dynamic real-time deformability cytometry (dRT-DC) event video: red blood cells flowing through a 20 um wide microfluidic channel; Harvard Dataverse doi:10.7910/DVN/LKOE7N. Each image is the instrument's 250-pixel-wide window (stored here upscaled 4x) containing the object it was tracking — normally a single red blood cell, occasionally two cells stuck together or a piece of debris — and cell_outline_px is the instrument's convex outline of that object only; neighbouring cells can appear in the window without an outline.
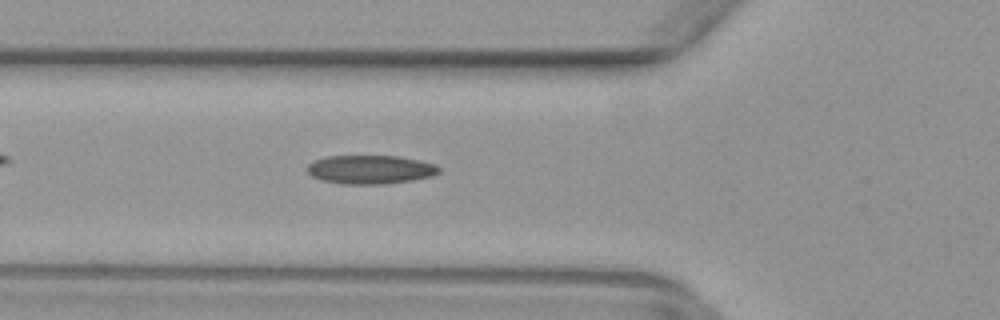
{"species": "common noctule bat (a hibernating species)", "species_latin": "Nyctalus noctula", "temperature_condition": "warm", "stored_images_in_passage": 25, "camera_frame_rate_fps": 3000, "um_per_image_px": 0.085, "animal": {"sex": "female", "body_mass_g": 29.2, "forearm_length_mm": 56.3}, "frame": {"image": 1, "passage_image": 4, "time_ms": 1.0, "image_size_px": [1000, 320], "cell_outline_px": [[440, 172], [432, 176], [412, 180], [384, 184], [340, 184], [320, 180], [312, 176], [308, 172], [308, 164], [312, 160], [328, 156], [400, 156], [420, 160], [436, 164], [440, 168]], "centroid_in_image_um": [31.48, 14.41], "position_along_channel_um": 94.3, "area_um2": 22.25}}
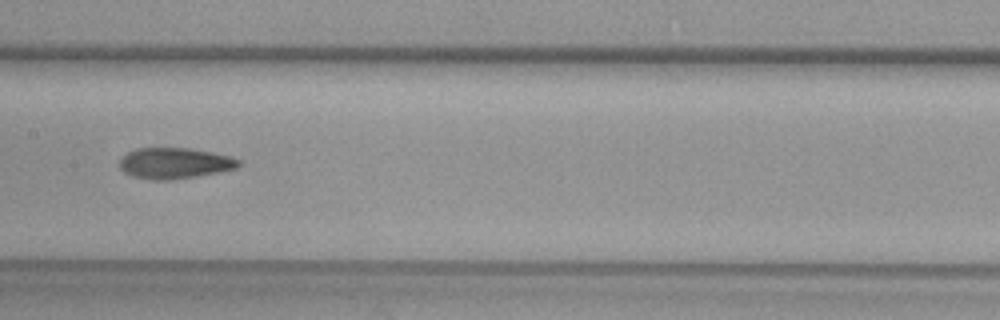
{"frame": {"image": 2, "passage_image": 11, "time_ms": 3.333, "image_size_px": [1000, 320], "cell_outline_px": [[240, 164], [236, 168], [196, 176], [168, 180], [156, 180], [132, 176], [124, 172], [120, 168], [120, 160], [128, 152], [136, 148], [192, 148], [232, 156], [240, 160]], "centroid_in_image_um": [14.85, 13.86], "position_along_channel_um": 192.6, "area_um2": 21.33}}
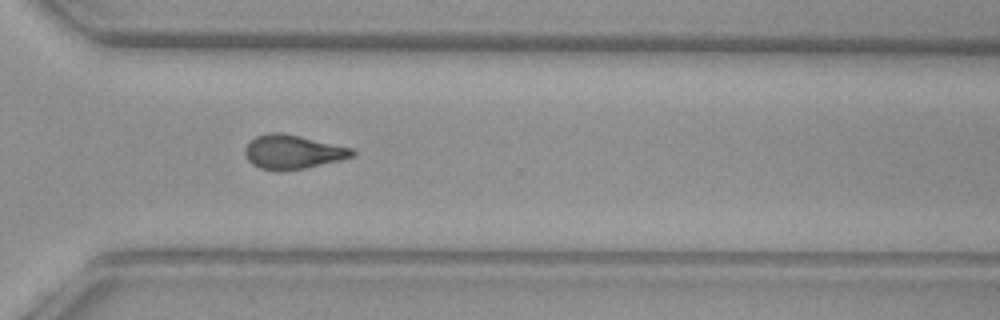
{"frame": {"image": 3, "passage_image": 22, "time_ms": 7.0, "image_size_px": [1000, 320], "cell_outline_px": [[356, 152], [352, 156], [340, 160], [304, 168], [280, 172], [260, 168], [252, 164], [248, 160], [244, 152], [244, 148], [256, 136], [268, 132], [284, 132], [352, 148]], "centroid_in_image_um": [24.85, 12.91], "position_along_channel_um": 345.7, "area_um2": 21.33}}